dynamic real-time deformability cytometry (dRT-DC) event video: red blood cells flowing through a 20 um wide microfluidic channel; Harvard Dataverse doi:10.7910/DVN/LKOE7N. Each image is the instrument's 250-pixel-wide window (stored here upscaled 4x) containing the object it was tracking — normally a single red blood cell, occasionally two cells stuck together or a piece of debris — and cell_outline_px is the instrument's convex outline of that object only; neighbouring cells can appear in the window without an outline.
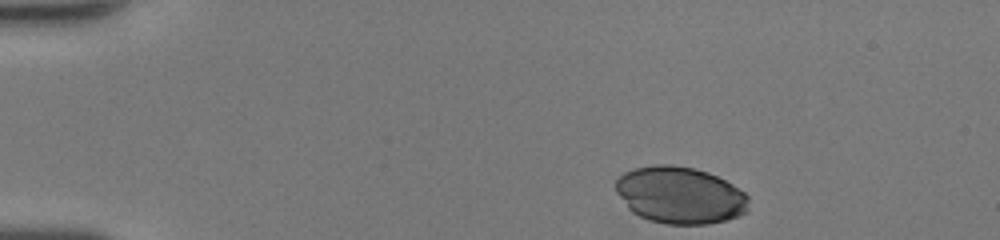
{"species": "human", "species_latin": "Homo sapiens", "temperature_condition": "room temperature", "stored_images_in_passage": 35, "camera_frame_rate_fps": 3000, "um_per_image_px": 0.085, "donor": {"sex": "female"}, "frame": {"image": 1, "passage_image": 1, "time_ms": 0.0, "image_size_px": [1000, 240], "cell_outline_px": [[748, 200], [744, 212], [740, 216], [708, 224], [668, 224], [648, 220], [632, 212], [628, 208], [616, 192], [616, 180], [624, 172], [636, 168], [652, 164], [672, 164], [696, 168], [708, 172], [732, 184], [744, 192], [748, 196]], "centroid_in_image_um": [57.78, 16.58], "position_along_channel_um": 27.2, "area_um2": 44.1}}
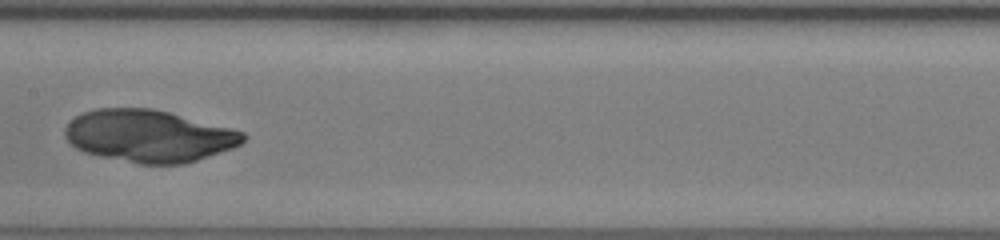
{"frame": {"image": 2, "passage_image": 19, "time_ms": 6.0, "image_size_px": [1000, 240], "cell_outline_px": [[248, 136], [240, 144], [232, 148], [184, 164], [140, 164], [100, 156], [84, 152], [76, 148], [64, 136], [64, 128], [76, 116], [84, 112], [96, 108], [152, 108], [232, 128], [244, 132]], "centroid_in_image_um": [12.65, 11.55], "position_along_channel_um": 194.7, "area_um2": 54.04}}
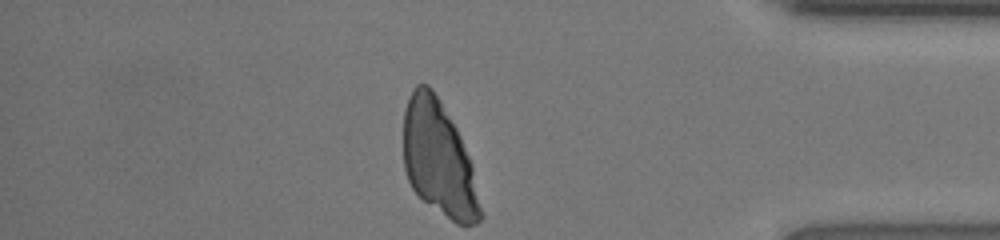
{"frame": {"image": 3, "passage_image": 35, "time_ms": 11.333, "image_size_px": [1000, 240], "cell_outline_px": [[484, 216], [476, 224], [456, 224], [424, 200], [412, 188], [408, 180], [404, 168], [404, 112], [408, 96], [412, 88], [416, 84], [428, 84], [432, 88], [440, 100], [456, 128], [460, 136], [472, 164]], "centroid_in_image_um": [37.3, 13.5], "position_along_channel_um": 397.9, "area_um2": 51.44}}